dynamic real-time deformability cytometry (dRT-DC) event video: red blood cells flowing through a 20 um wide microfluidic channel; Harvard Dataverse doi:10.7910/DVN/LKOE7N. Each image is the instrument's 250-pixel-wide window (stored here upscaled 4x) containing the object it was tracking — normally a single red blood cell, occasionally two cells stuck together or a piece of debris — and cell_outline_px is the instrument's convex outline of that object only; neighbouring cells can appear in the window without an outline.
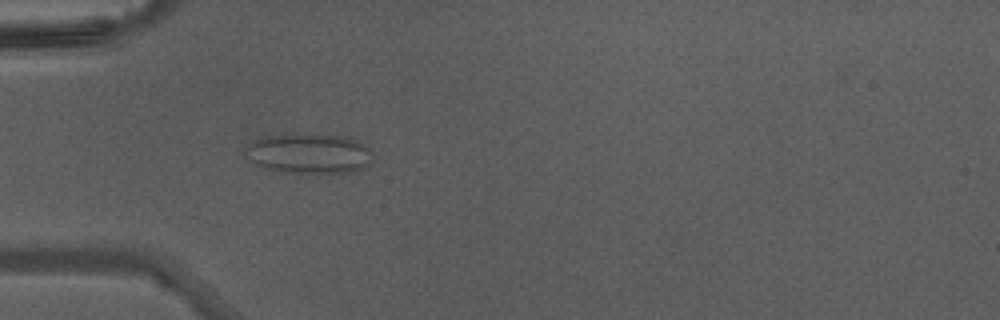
{"species": "Egyptian fruit bat (a non-hibernating species)", "species_latin": "Rousettus aegyptiacus", "temperature_condition": "warm", "stored_images_in_passage": 45, "camera_frame_rate_fps": 3000, "um_per_image_px": 0.085, "animal": {"sex": "male"}, "frame": {"image": 1, "passage_image": 14, "time_ms": 4.333, "image_size_px": [1000, 320], "cell_outline_px": [[372, 160], [364, 168], [352, 172], [280, 172], [256, 164], [252, 160], [244, 148], [248, 144], [264, 136], [280, 132], [312, 132], [348, 136], [364, 144], [372, 152]], "centroid_in_image_um": [26.29, 12.98], "position_along_channel_um": 58.7, "area_um2": 30.4}}
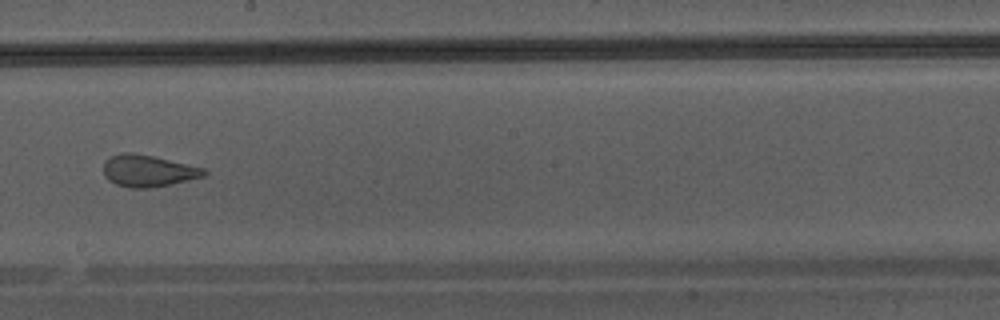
{"frame": {"image": 2, "passage_image": 26, "time_ms": 8.333, "image_size_px": [1000, 320], "cell_outline_px": [[208, 172], [204, 176], [172, 184], [148, 188], [128, 188], [116, 184], [108, 180], [104, 176], [104, 160], [120, 152], [132, 152], [152, 156], [204, 168]], "centroid_in_image_um": [12.55, 14.52], "position_along_channel_um": 235.6, "area_um2": 18.61}}